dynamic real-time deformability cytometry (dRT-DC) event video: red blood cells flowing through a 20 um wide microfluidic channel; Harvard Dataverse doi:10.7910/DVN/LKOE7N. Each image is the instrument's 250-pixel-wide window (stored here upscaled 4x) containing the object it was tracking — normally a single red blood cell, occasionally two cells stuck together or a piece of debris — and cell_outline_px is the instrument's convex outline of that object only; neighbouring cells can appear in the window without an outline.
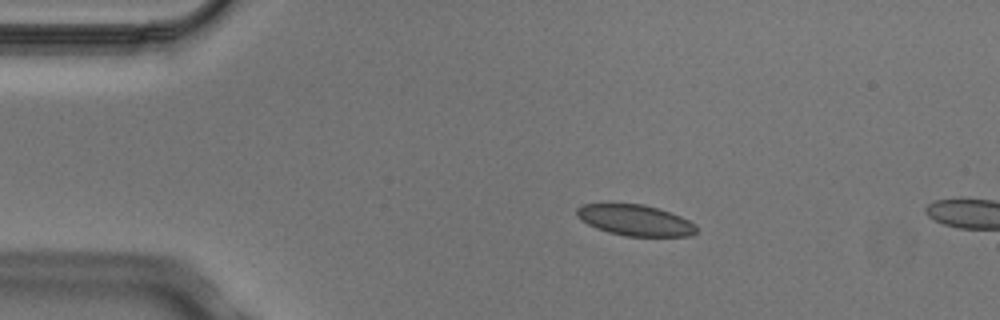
{"species": "Egyptian fruit bat (a non-hibernating species)", "species_latin": "Rousettus aegyptiacus", "temperature_condition": "cold", "stored_images_in_passage": 3, "camera_frame_rate_fps": 3000, "um_per_image_px": 0.085, "animal": {"sex": "male"}, "frame": {"image": 1, "passage_image": 2, "time_ms": 0.333, "image_size_px": [1000, 320], "cell_outline_px": [[696, 232], [688, 236], [624, 236], [608, 232], [596, 228], [580, 220], [576, 216], [576, 208], [584, 204], [608, 200], [644, 204], [680, 216], [696, 224]], "centroid_in_image_um": [53.88, 18.67], "position_along_channel_um": 31.1, "area_um2": 22.31}}